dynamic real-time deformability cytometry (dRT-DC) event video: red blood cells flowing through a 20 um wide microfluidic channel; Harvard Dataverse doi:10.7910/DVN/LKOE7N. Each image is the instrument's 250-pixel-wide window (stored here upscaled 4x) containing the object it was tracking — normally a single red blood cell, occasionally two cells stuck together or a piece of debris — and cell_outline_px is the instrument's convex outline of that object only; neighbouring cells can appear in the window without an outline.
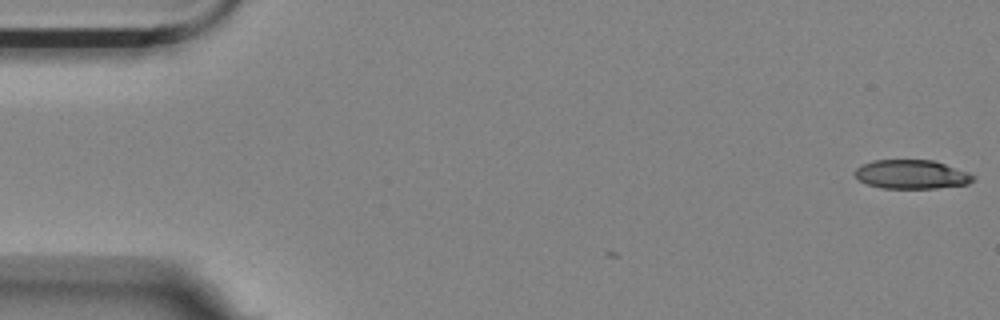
{"species": "Egyptian fruit bat (a non-hibernating species)", "species_latin": "Rousettus aegyptiacus", "temperature_condition": "room temperature", "stored_images_in_passage": 4, "camera_frame_rate_fps": 3000, "um_per_image_px": 0.085, "animal": {"sex": "female"}, "frame": {"image": 1, "passage_image": 1, "time_ms": 0.0, "image_size_px": [1000, 320], "cell_outline_px": [[976, 180], [968, 184], [936, 188], [880, 188], [868, 184], [860, 180], [852, 172], [860, 164], [872, 160], [932, 160], [968, 172], [976, 176]], "centroid_in_image_um": [77.47, 14.82], "position_along_channel_um": 7.5, "area_um2": 20.06}}